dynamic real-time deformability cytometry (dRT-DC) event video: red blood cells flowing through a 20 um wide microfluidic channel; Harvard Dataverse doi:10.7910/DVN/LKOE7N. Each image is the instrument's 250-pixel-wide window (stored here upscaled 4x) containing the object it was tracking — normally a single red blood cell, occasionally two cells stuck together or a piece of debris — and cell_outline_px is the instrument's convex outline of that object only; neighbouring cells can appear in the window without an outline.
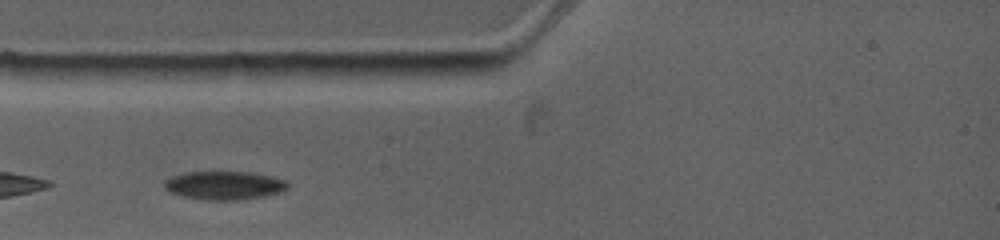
{"species": "common noctule bat (a hibernating species)", "species_latin": "Nyctalus noctula", "temperature_condition": "warm", "stored_images_in_passage": 3, "camera_frame_rate_fps": 4500, "um_per_image_px": 0.085, "animal": {"sex": "female", "body_mass_g": 19.0, "forearm_length_mm": 53.3}, "frame": {"image": 1, "passage_image": 1, "time_ms": 0.0, "image_size_px": [1000, 240], "cell_outline_px": [[288, 188], [280, 192], [264, 196], [232, 200], [208, 200], [184, 196], [172, 192], [164, 188], [164, 180], [172, 176], [184, 172], [252, 172], [272, 176], [288, 180]], "centroid_in_image_um": [19.09, 15.74], "position_along_channel_um": 65.9, "area_um2": 20.4}}
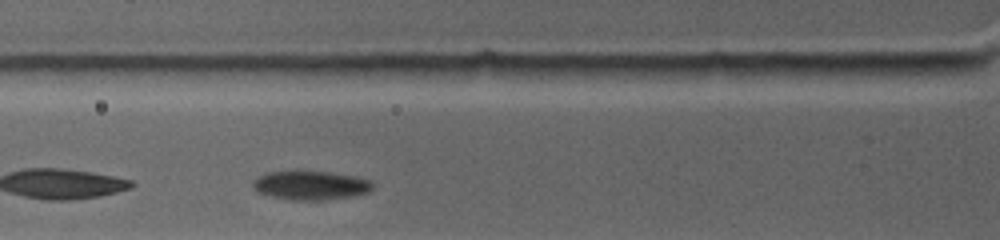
{"frame": {"image": 2, "passage_image": 2, "time_ms": 0.889, "image_size_px": [1000, 240], "cell_outline_px": [[376, 184], [368, 192], [352, 196], [324, 200], [292, 200], [272, 196], [256, 192], [252, 188], [252, 180], [268, 172], [292, 168], [300, 168], [332, 172], [356, 176], [372, 180]], "centroid_in_image_um": [26.39, 15.7], "position_along_channel_um": 99.4, "area_um2": 21.27}}